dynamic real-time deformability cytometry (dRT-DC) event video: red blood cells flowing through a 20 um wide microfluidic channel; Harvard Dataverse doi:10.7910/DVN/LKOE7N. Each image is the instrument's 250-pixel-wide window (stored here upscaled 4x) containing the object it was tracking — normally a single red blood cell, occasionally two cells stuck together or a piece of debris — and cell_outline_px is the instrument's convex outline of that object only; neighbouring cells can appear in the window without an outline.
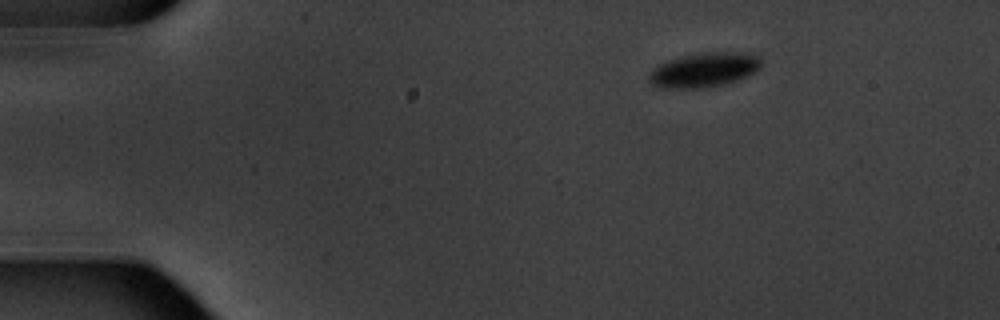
{"species": "common noctule bat (a hibernating species)", "species_latin": "Nyctalus noctula", "temperature_condition": "warm", "stored_images_in_passage": 6, "camera_frame_rate_fps": 3000, "um_per_image_px": 0.085, "animal": {"sex": "male", "body_mass_g": 20.1, "forearm_length_mm": 53.5}, "frame": {"image": 1, "passage_image": 1, "time_ms": 0.0, "image_size_px": [1000, 320], "cell_outline_px": [[760, 68], [736, 80], [724, 84], [704, 88], [664, 88], [652, 84], [648, 80], [648, 76], [660, 64], [668, 60], [700, 52], [740, 52], [756, 56], [760, 60]], "centroid_in_image_um": [59.82, 5.94], "position_along_channel_um": 25.2, "area_um2": 22.08}}
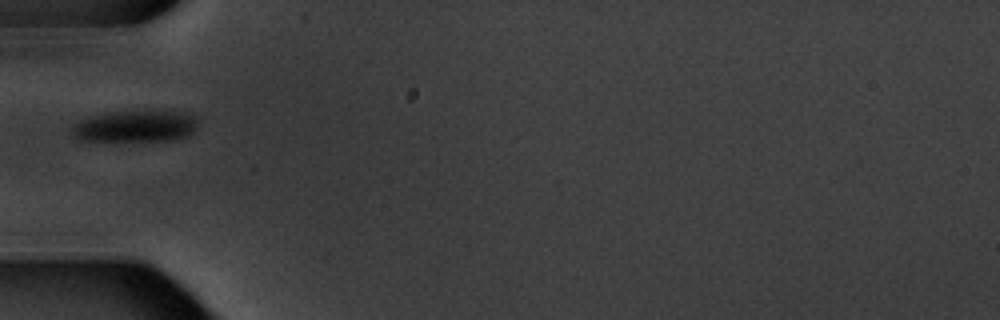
{"frame": {"image": 2, "passage_image": 4, "time_ms": 3.667, "image_size_px": [1000, 320], "cell_outline_px": [[196, 128], [188, 136], [172, 140], [76, 140], [72, 132], [72, 124], [76, 120], [88, 116], [104, 112], [160, 108], [192, 112], [196, 120]], "centroid_in_image_um": [11.52, 10.66], "position_along_channel_um": 73.5, "area_um2": 24.39}}
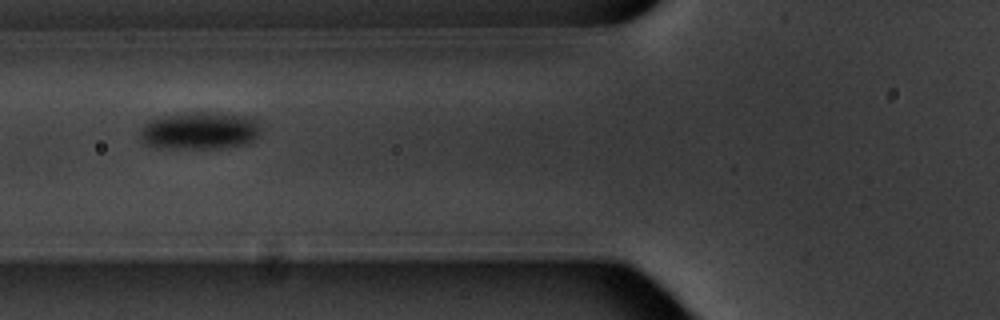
{"frame": {"image": 3, "passage_image": 5, "time_ms": 4.667, "image_size_px": [1000, 320], "cell_outline_px": [[260, 128], [256, 136], [248, 144], [220, 148], [156, 148], [144, 144], [140, 140], [140, 128], [148, 120], [164, 116], [192, 112], [212, 112], [248, 116], [256, 120]], "centroid_in_image_um": [16.92, 11.11], "position_along_channel_um": 108.9, "area_um2": 26.53}}